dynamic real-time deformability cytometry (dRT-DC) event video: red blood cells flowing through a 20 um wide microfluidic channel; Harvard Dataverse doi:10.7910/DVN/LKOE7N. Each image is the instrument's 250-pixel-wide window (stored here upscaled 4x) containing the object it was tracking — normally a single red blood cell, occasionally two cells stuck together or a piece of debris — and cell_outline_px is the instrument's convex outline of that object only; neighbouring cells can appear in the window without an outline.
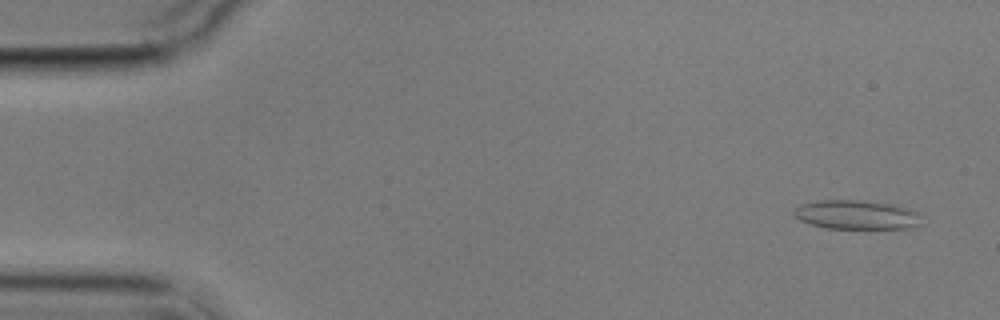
{"species": "common noctule bat (a hibernating species)", "species_latin": "Nyctalus noctula", "temperature_condition": "cold", "stored_images_in_passage": 4, "camera_frame_rate_fps": 3000, "um_per_image_px": 0.085, "animal": {"sex": "male", "body_mass_g": 17.9}, "frame": {"image": 1, "passage_image": 1, "time_ms": 0.0, "image_size_px": [1000, 320], "cell_outline_px": [[920, 228], [824, 228], [808, 224], [792, 216], [792, 208], [800, 204], [820, 200], [860, 200], [896, 204], [908, 208], [916, 212], [920, 224]], "centroid_in_image_um": [72.74, 18.25], "position_along_channel_um": 12.3, "area_um2": 21.96}}